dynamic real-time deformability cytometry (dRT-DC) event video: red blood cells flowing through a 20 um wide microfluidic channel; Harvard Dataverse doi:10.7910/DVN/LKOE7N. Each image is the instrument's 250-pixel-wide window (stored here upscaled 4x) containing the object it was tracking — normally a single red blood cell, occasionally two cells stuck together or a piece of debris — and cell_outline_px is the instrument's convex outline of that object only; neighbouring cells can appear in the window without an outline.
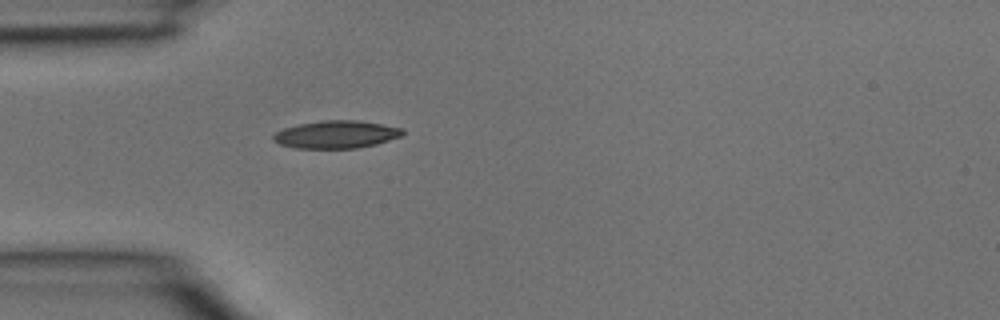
{"species": "common noctule bat (a hibernating species)", "species_latin": "Nyctalus noctula", "temperature_condition": "room temperature", "stored_images_in_passage": 1, "camera_frame_rate_fps": 3000, "um_per_image_px": 0.085, "animal": {"sex": "male", "body_mass_g": 15.6}, "frame": {"image": 1, "passage_image": 1, "time_ms": 0.0, "image_size_px": [1000, 320], "cell_outline_px": [[404, 132], [400, 136], [376, 144], [356, 148], [296, 148], [280, 144], [272, 140], [272, 136], [276, 132], [284, 128], [300, 124], [324, 120], [356, 120], [404, 128]], "centroid_in_image_um": [28.56, 11.43], "position_along_channel_um": 56.4, "area_um2": 20.63}}